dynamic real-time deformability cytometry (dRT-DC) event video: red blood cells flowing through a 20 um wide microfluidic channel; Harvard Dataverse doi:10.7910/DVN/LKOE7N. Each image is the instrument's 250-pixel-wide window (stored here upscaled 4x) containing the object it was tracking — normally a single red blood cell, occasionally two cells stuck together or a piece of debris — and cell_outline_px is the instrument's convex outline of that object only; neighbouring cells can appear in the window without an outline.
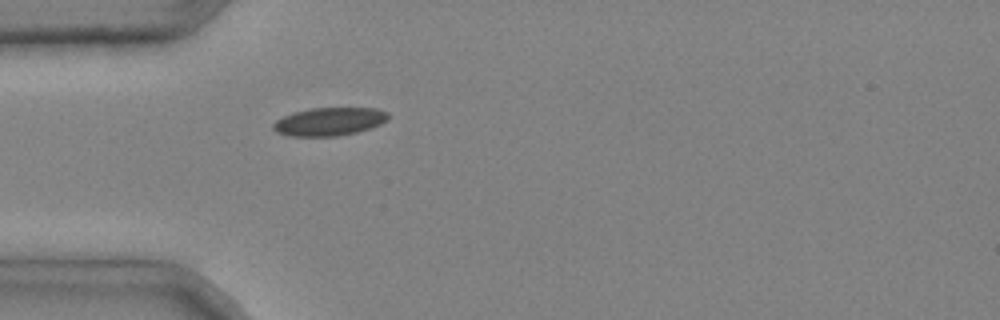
{"species": "common noctule bat (a hibernating species)", "species_latin": "Nyctalus noctula", "temperature_condition": "cold", "stored_images_in_passage": 2, "camera_frame_rate_fps": 3000, "um_per_image_px": 0.085, "animal": {"sex": "male", "body_mass_g": 20.4}, "frame": {"image": 1, "passage_image": 2, "time_ms": 0.333, "image_size_px": [1000, 320], "cell_outline_px": [[388, 120], [380, 124], [356, 132], [336, 136], [288, 136], [276, 132], [272, 128], [272, 124], [276, 120], [292, 112], [312, 108], [376, 108], [388, 112]], "centroid_in_image_um": [27.96, 10.33], "position_along_channel_um": 57.0, "area_um2": 18.84}}